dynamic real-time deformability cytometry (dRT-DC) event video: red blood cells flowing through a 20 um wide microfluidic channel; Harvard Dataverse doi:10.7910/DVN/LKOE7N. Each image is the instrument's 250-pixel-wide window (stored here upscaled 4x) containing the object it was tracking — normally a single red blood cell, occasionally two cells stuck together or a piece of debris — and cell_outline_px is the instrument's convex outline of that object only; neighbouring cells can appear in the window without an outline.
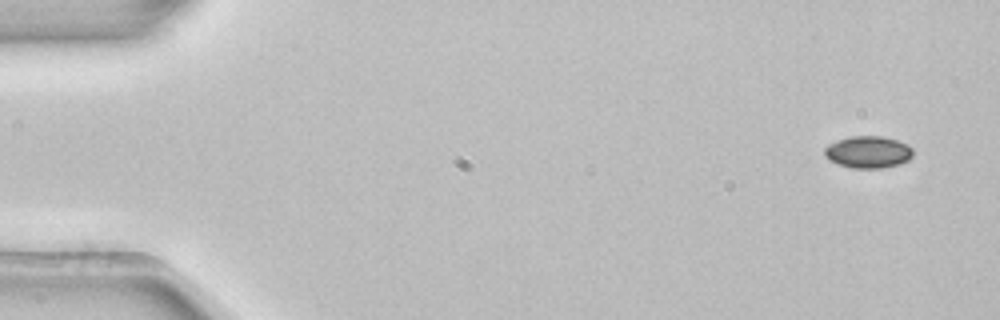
{"species": "common noctule bat (a hibernating species)", "species_latin": "Nyctalus noctula", "temperature_condition": "room temperature", "stored_images_in_passage": 5, "camera_frame_rate_fps": 3000, "um_per_image_px": 0.085, "animal": {"sex": "female", "body_mass_g": 22.7, "forearm_length_mm": 54.2}, "frame": {"image": 1, "passage_image": 1, "time_ms": 0.0, "image_size_px": [1000, 320], "cell_outline_px": [[912, 156], [908, 160], [884, 168], [852, 168], [828, 160], [824, 156], [824, 148], [828, 144], [836, 140], [852, 136], [884, 136], [908, 144], [912, 148]], "centroid_in_image_um": [73.76, 12.91], "position_along_channel_um": 11.2, "area_um2": 16.53}}
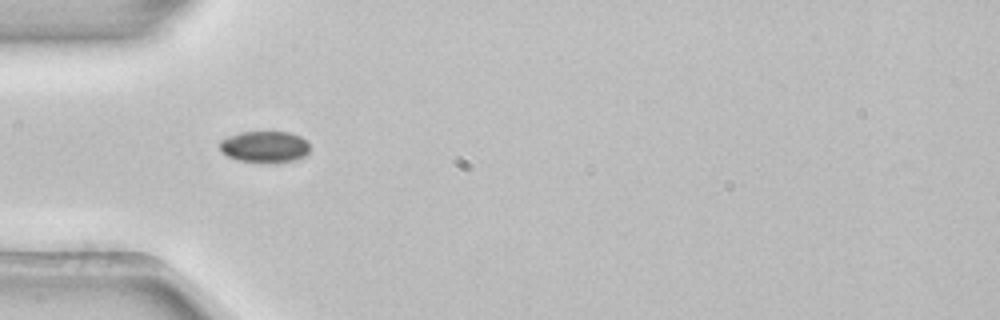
{"frame": {"image": 2, "passage_image": 4, "time_ms": 1.0, "image_size_px": [1000, 320], "cell_outline_px": [[308, 152], [304, 156], [296, 160], [276, 164], [240, 160], [228, 156], [220, 152], [220, 140], [228, 136], [240, 132], [292, 132], [300, 136], [308, 144]], "centroid_in_image_um": [22.49, 12.49], "position_along_channel_um": 62.5, "area_um2": 16.7}}